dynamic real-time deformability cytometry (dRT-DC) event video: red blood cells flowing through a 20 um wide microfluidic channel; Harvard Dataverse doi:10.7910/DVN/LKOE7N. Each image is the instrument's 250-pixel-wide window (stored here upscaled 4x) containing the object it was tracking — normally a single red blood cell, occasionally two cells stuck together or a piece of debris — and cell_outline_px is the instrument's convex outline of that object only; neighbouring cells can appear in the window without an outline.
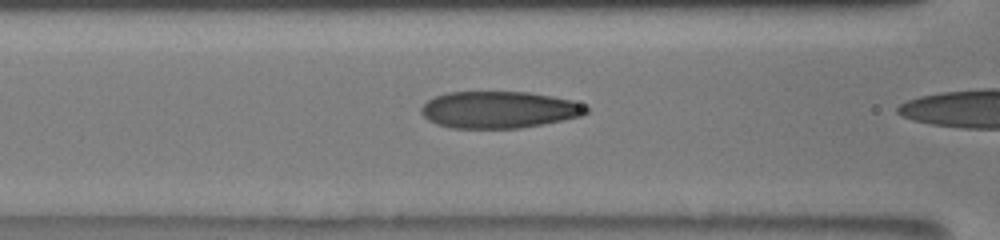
{"species": "human", "species_latin": "Homo sapiens", "temperature_condition": "room temperature", "stored_images_in_passage": 5, "camera_frame_rate_fps": 3000, "um_per_image_px": 0.085, "donor": {"sex": "male"}, "frame": {"image": 1, "passage_image": 4, "time_ms": 1.0, "image_size_px": [1000, 240], "cell_outline_px": [[588, 112], [580, 116], [564, 120], [520, 128], [452, 128], [436, 124], [428, 120], [420, 112], [420, 108], [428, 100], [436, 96], [448, 92], [528, 92], [552, 96], [572, 100], [588, 108]], "centroid_in_image_um": [42.39, 9.33], "position_along_channel_um": 124.2, "area_um2": 35.37}}